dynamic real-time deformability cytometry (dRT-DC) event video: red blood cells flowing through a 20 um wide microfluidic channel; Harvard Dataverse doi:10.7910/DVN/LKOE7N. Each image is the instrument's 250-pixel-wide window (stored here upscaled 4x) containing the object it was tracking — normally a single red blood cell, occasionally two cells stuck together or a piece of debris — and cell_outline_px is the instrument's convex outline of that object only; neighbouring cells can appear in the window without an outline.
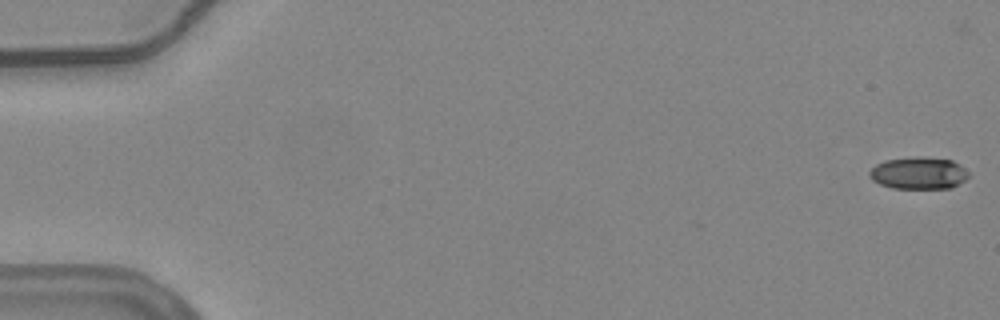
{"species": "common noctule bat (a hibernating species)", "species_latin": "Nyctalus noctula", "temperature_condition": "warm", "stored_images_in_passage": 56, "camera_frame_rate_fps": 3000, "um_per_image_px": 0.085, "animal": {"sex": "female", "body_mass_g": 24.6, "forearm_length_mm": 56.2}, "frame": {"image": 1, "passage_image": 1, "time_ms": 0.0, "image_size_px": [1000, 320], "cell_outline_px": [[968, 176], [964, 180], [952, 188], [892, 188], [880, 184], [872, 180], [868, 176], [868, 172], [876, 164], [884, 160], [916, 156], [920, 156], [952, 160], [960, 164], [968, 172]], "centroid_in_image_um": [78.06, 14.7], "position_along_channel_um": 6.9, "area_um2": 18.67}}
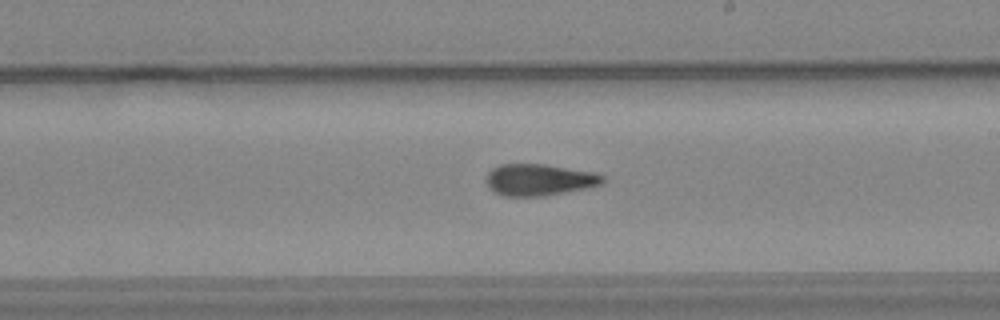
{"frame": {"image": 2, "passage_image": 33, "time_ms": 10.667, "image_size_px": [1000, 320], "cell_outline_px": [[604, 180], [600, 184], [584, 188], [544, 196], [504, 196], [496, 192], [488, 184], [488, 172], [492, 168], [500, 164], [544, 164], [596, 172], [604, 176]], "centroid_in_image_um": [45.85, 15.27], "position_along_channel_um": 243.1, "area_um2": 21.15}}
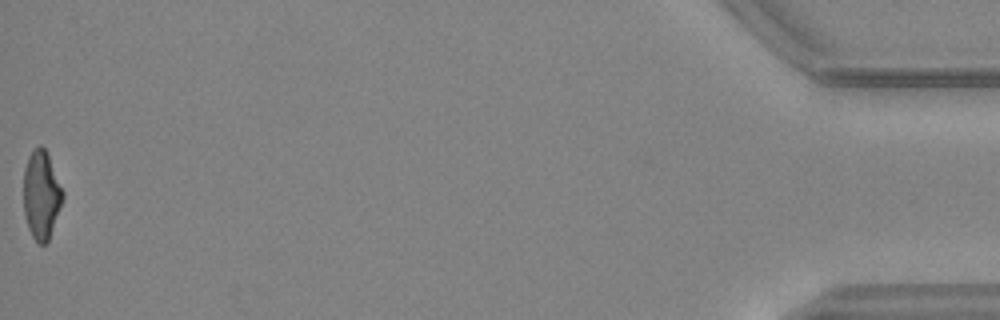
{"frame": {"image": 3, "passage_image": 56, "time_ms": 18.333, "image_size_px": [1000, 320], "cell_outline_px": [[64, 196], [48, 240], [44, 244], [36, 244], [28, 228], [24, 216], [24, 168], [28, 156], [40, 144], [48, 152], [64, 192]], "centroid_in_image_um": [3.51, 16.55], "position_along_channel_um": 431.7, "area_um2": 20.23}, "authors_computed_cell_mechanics": {"area_um2": 21.0103, "velocity_mm_per_s": 3.7544, "shape_relaxation_time_tau1_ms": 6.6973, "shape_relaxation_time_tau2_ms": 3.4206, "deformation_change_tau1": 0.23, "deformation_change_tau2": 0.1332}}